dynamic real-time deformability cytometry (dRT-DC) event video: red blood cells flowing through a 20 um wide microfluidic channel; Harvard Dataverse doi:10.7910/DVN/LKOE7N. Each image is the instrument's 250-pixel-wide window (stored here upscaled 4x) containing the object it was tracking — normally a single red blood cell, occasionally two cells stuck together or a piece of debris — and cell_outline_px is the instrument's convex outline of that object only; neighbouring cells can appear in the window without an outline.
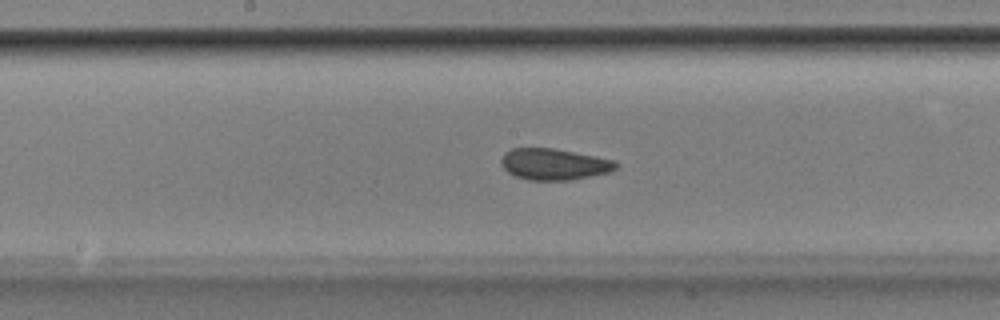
{"species": "Egyptian fruit bat (a non-hibernating species)", "species_latin": "Rousettus aegyptiacus", "temperature_condition": "room temperature", "stored_images_in_passage": 47, "camera_frame_rate_fps": 3000, "um_per_image_px": 0.085, "animal": {"sex": "male"}, "frame": {"image": 1, "passage_image": 21, "time_ms": 6.667, "image_size_px": [1000, 320], "cell_outline_px": [[620, 164], [612, 172], [572, 180], [528, 180], [516, 176], [508, 172], [504, 168], [500, 160], [504, 152], [512, 148], [556, 148], [616, 160]], "centroid_in_image_um": [47.14, 13.95], "position_along_channel_um": 201.1, "area_um2": 21.27}}
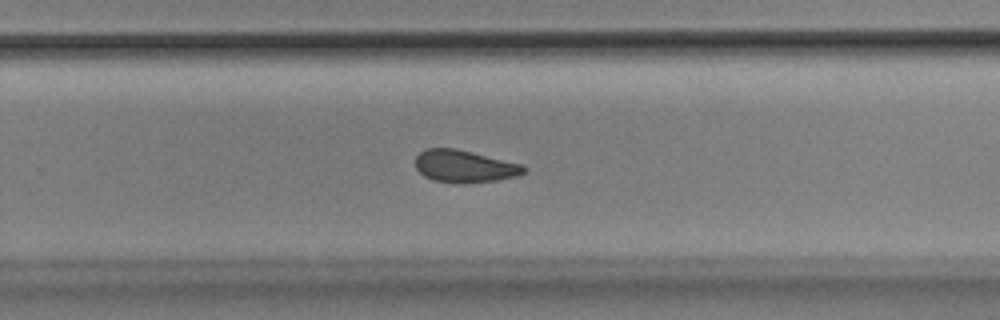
{"frame": {"image": 2, "passage_image": 28, "time_ms": 9.0, "image_size_px": [1000, 320], "cell_outline_px": [[528, 168], [524, 172], [516, 176], [496, 180], [432, 180], [424, 176], [416, 168], [416, 156], [424, 148], [456, 148], [524, 164]], "centroid_in_image_um": [39.5, 14.07], "position_along_channel_um": 290.3, "area_um2": 19.71}}
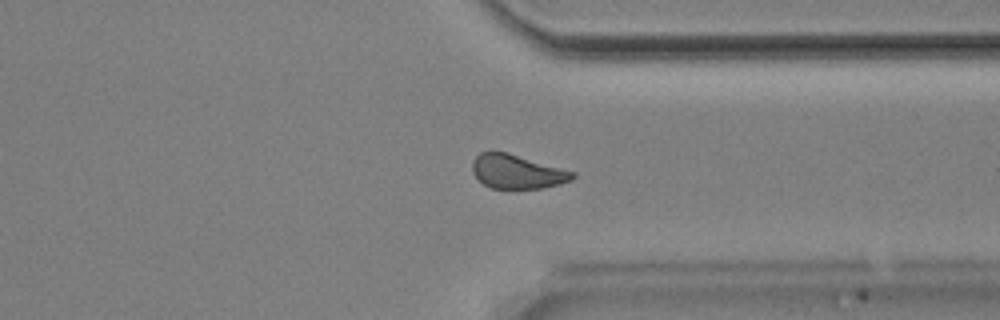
{"frame": {"image": 3, "passage_image": 34, "time_ms": 11.0, "image_size_px": [1000, 320], "cell_outline_px": [[576, 176], [572, 180], [560, 184], [544, 188], [492, 188], [484, 184], [472, 172], [472, 164], [476, 156], [480, 152], [508, 152], [576, 172]], "centroid_in_image_um": [43.99, 14.59], "position_along_channel_um": 367.4, "area_um2": 19.83}, "authors_computed_cell_mechanics": {"area_um2": 20.9236, "velocity_mm_per_s": 3.8438, "shape_relaxation_time_tau1_ms": 6.3762, "shape_relaxation_time_tau2_ms": 2.7203, "deformation_change_tau1": 0.0936, "deformation_change_tau2": 0.0569}}